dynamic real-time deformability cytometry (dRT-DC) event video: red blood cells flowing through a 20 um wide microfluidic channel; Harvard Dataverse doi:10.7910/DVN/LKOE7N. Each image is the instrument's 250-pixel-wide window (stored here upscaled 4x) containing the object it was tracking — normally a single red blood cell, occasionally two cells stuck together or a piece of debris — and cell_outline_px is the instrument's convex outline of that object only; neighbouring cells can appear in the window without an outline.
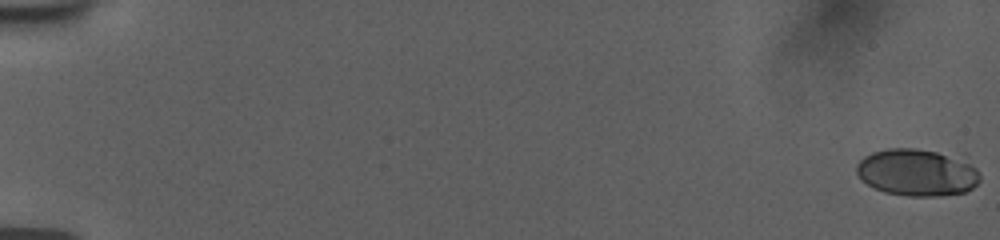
{"species": "human", "species_latin": "Homo sapiens", "temperature_condition": "room temperature", "stored_images_in_passage": 26, "camera_frame_rate_fps": 3000, "um_per_image_px": 0.085, "donor": {"sex": "female"}, "frame": {"image": 1, "passage_image": 1, "time_ms": 0.0, "image_size_px": [1000, 240], "cell_outline_px": [[980, 180], [972, 188], [964, 192], [936, 196], [908, 196], [884, 192], [868, 184], [856, 172], [856, 164], [864, 156], [872, 152], [888, 148], [916, 148], [964, 152], [980, 172]], "centroid_in_image_um": [78.08, 14.59], "position_along_channel_um": 6.9, "area_um2": 35.14}}
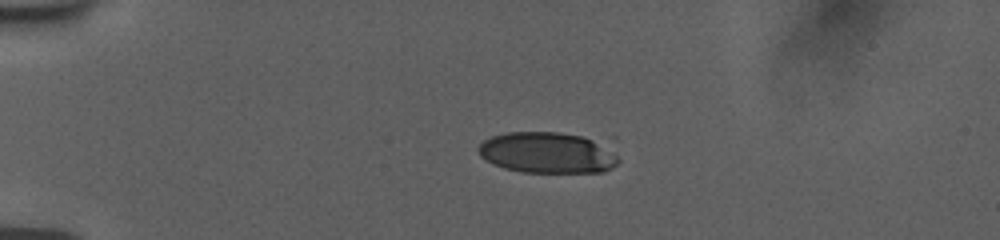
{"frame": {"image": 2, "passage_image": 15, "time_ms": 4.667, "image_size_px": [1000, 240], "cell_outline_px": [[620, 160], [612, 168], [604, 172], [524, 172], [504, 168], [492, 164], [480, 156], [476, 148], [484, 140], [492, 136], [508, 132], [560, 132], [580, 136], [592, 140], [616, 156]], "centroid_in_image_um": [46.43, 12.99], "position_along_channel_um": 38.6, "area_um2": 33.0}}
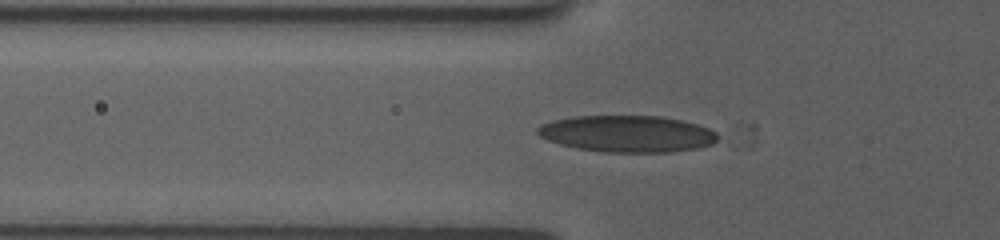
{"frame": {"image": 3, "passage_image": 22, "time_ms": 7.0, "image_size_px": [1000, 240], "cell_outline_px": [[716, 140], [712, 144], [700, 148], [672, 152], [604, 152], [576, 148], [560, 144], [548, 140], [540, 136], [536, 132], [536, 128], [540, 124], [552, 120], [572, 116], [664, 116], [700, 124], [716, 132]], "centroid_in_image_um": [53.31, 11.36], "position_along_channel_um": 72.5, "area_um2": 38.78}}